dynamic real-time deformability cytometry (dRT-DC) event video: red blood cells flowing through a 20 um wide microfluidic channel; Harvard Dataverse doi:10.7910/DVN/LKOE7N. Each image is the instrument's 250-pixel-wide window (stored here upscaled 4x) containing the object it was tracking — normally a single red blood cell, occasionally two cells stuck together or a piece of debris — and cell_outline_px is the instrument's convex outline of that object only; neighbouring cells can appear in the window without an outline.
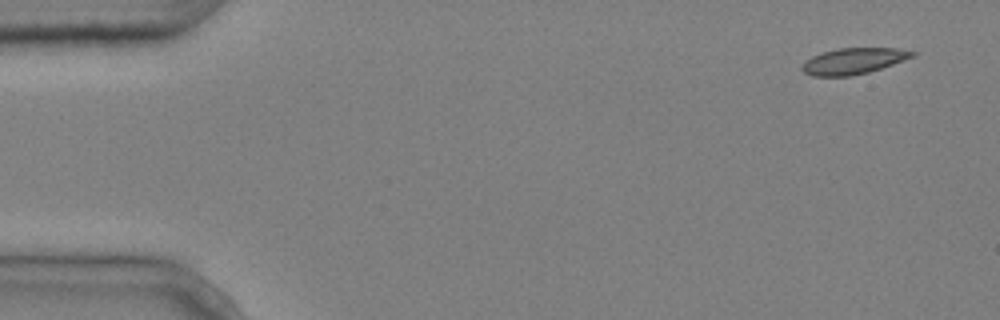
{"species": "common noctule bat (a hibernating species)", "species_latin": "Nyctalus noctula", "temperature_condition": "cold", "stored_images_in_passage": 7, "camera_frame_rate_fps": 3000, "um_per_image_px": 0.085, "animal": {"sex": "male", "body_mass_g": 20.4}, "frame": {"image": 1, "passage_image": 1, "time_ms": 0.0, "image_size_px": [1000, 320], "cell_outline_px": [[920, 52], [916, 56], [868, 72], [852, 76], [812, 76], [804, 72], [800, 68], [812, 56], [820, 52], [836, 48], [896, 48]], "centroid_in_image_um": [72.57, 5.18], "position_along_channel_um": 12.4, "area_um2": 16.82}}
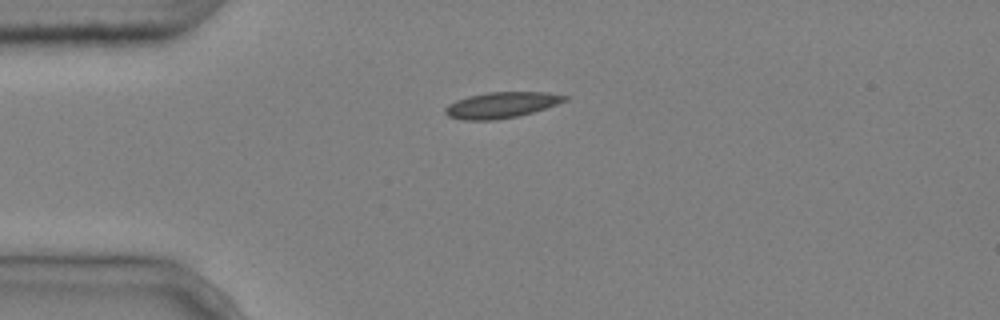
{"frame": {"image": 2, "passage_image": 4, "time_ms": 1.0, "image_size_px": [1000, 320], "cell_outline_px": [[568, 100], [532, 112], [516, 116], [496, 120], [464, 120], [448, 116], [444, 112], [444, 108], [448, 104], [456, 100], [468, 96], [488, 92], [548, 92], [568, 96]], "centroid_in_image_um": [42.59, 8.92], "position_along_channel_um": 42.4, "area_um2": 17.98}}